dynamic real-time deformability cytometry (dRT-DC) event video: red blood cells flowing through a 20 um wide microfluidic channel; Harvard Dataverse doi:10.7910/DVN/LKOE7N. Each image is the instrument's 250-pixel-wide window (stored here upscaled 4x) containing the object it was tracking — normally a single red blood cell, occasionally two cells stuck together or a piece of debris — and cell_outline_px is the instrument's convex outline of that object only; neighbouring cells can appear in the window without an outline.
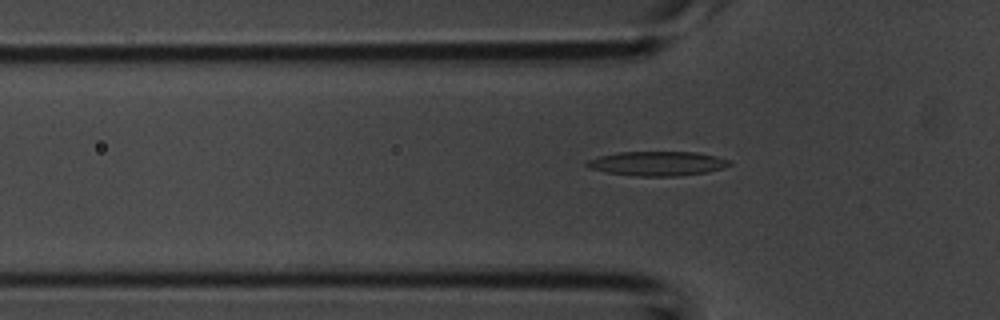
{"species": "common noctule bat (a hibernating species)", "species_latin": "Nyctalus noctula", "temperature_condition": "room temperature", "stored_images_in_passage": 45, "camera_frame_rate_fps": 3000, "um_per_image_px": 0.085, "animal": {"sex": "male", "body_mass_g": 20.1, "forearm_length_mm": 53.5}, "frame": {"image": 1, "passage_image": 8, "time_ms": 2.333, "image_size_px": [1000, 320], "cell_outline_px": [[732, 164], [724, 168], [708, 172], [676, 176], [636, 176], [608, 172], [588, 168], [584, 164], [588, 160], [600, 156], [616, 152], [696, 152], [716, 156], [732, 160]], "centroid_in_image_um": [55.91, 13.89], "position_along_channel_um": 69.9, "area_um2": 20.35}}
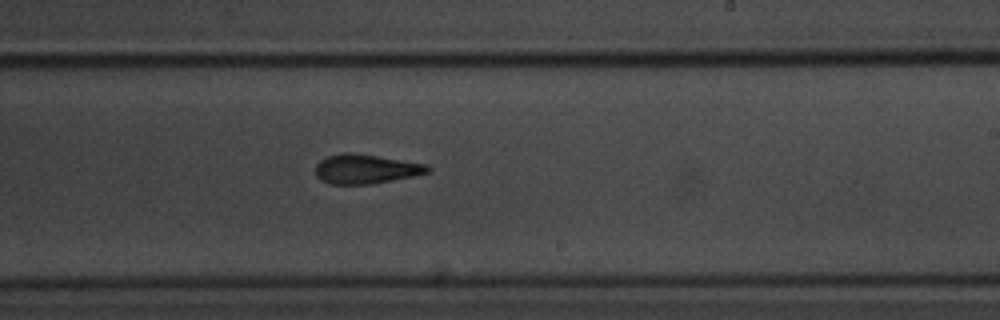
{"frame": {"image": 2, "passage_image": 23, "time_ms": 7.333, "image_size_px": [1000, 320], "cell_outline_px": [[432, 172], [372, 184], [328, 184], [320, 180], [316, 176], [316, 164], [320, 160], [328, 156], [340, 152], [356, 152], [428, 164], [432, 168]], "centroid_in_image_um": [31.1, 14.35], "position_along_channel_um": 257.9, "area_um2": 19.59}}
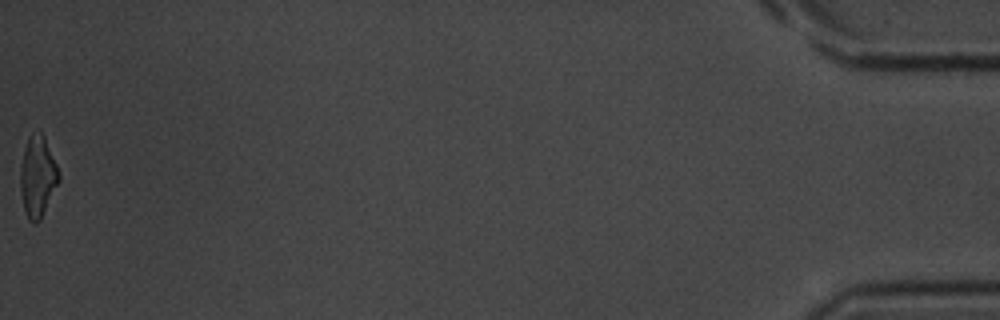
{"frame": {"image": 3, "passage_image": 45, "time_ms": 14.667, "image_size_px": [1000, 320], "cell_outline_px": [[60, 180], [40, 220], [36, 224], [32, 224], [28, 220], [24, 212], [20, 188], [20, 168], [28, 136], [32, 132], [40, 132], [44, 136], [56, 164], [60, 176]], "centroid_in_image_um": [3.19, 15.05], "position_along_channel_um": 432.0, "area_um2": 18.15}, "authors_computed_cell_mechanics": {"area_um2": 19.2474, "velocity_mm_per_s": 3.7447, "shape_relaxation_time_tau1_ms": 2.8828, "shape_relaxation_time_tau2_ms": 2.6992, "deformation_change_tau1": 0.1338, "deformation_change_tau2": 0.1267}}